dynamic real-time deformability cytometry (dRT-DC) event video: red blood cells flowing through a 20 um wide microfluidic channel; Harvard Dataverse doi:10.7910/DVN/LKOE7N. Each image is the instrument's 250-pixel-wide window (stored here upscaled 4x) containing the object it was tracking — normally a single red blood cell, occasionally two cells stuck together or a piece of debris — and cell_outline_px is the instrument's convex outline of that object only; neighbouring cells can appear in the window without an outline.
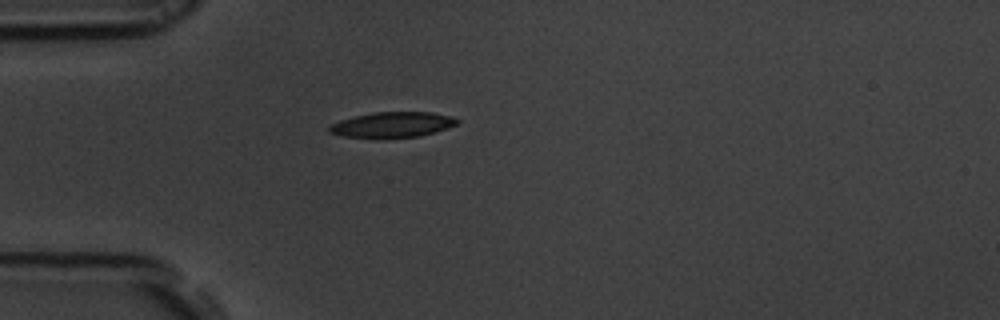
{"species": "common noctule bat (a hibernating species)", "species_latin": "Nyctalus noctula", "temperature_condition": "room temperature", "stored_images_in_passage": 40, "camera_frame_rate_fps": 3000, "um_per_image_px": 0.085, "animal": {"sex": "male", "body_mass_g": 19.5, "forearm_length_mm": 54.6}, "frame": {"image": 1, "passage_image": 1, "time_ms": 0.0, "image_size_px": [1000, 320], "cell_outline_px": [[460, 120], [456, 124], [448, 128], [436, 132], [420, 136], [380, 140], [344, 136], [328, 132], [328, 128], [332, 124], [340, 120], [372, 112], [432, 112], [448, 116]], "centroid_in_image_um": [33.33, 10.63], "position_along_channel_um": 51.7, "area_um2": 19.36}}
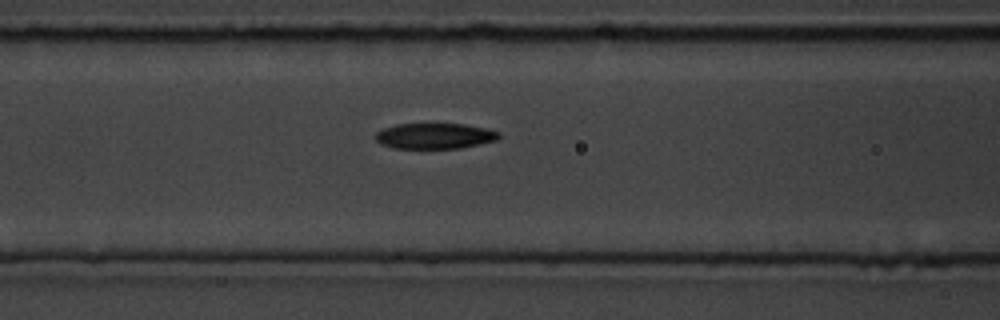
{"frame": {"image": 2, "passage_image": 8, "time_ms": 2.333, "image_size_px": [1000, 320], "cell_outline_px": [[500, 136], [496, 140], [460, 148], [392, 148], [380, 144], [376, 140], [376, 132], [384, 128], [396, 124], [464, 124], [484, 128], [500, 132]], "centroid_in_image_um": [36.92, 11.56], "position_along_channel_um": 129.7, "area_um2": 18.32}}
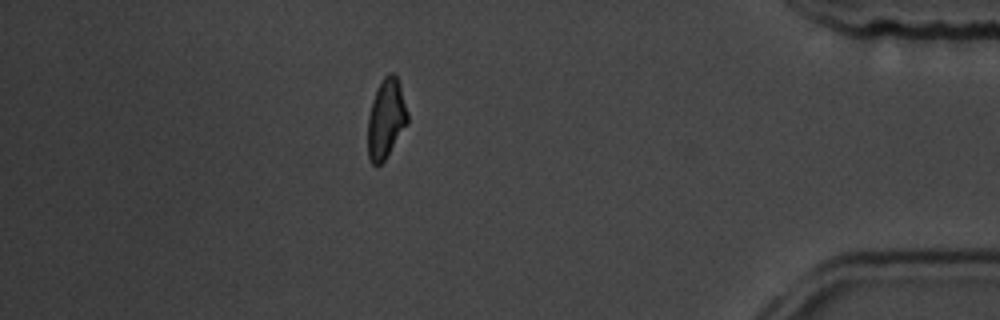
{"frame": {"image": 3, "passage_image": 33, "time_ms": 10.667, "image_size_px": [1000, 320], "cell_outline_px": [[408, 124], [384, 160], [380, 164], [372, 164], [368, 156], [368, 116], [372, 100], [380, 80], [388, 72], [392, 72], [396, 76], [400, 84], [408, 112]], "centroid_in_image_um": [32.82, 10.05], "position_along_channel_um": 402.4, "area_um2": 18.5}, "authors_computed_cell_mechanics": {"area_um2": 18.9295, "velocity_mm_per_s": 3.7854, "shape_relaxation_time_tau1_ms": 2.6988, "shape_relaxation_time_tau2_ms": 5.7599, "deformation_change_tau1": 0.1295, "deformation_change_tau2": 0.1434}}